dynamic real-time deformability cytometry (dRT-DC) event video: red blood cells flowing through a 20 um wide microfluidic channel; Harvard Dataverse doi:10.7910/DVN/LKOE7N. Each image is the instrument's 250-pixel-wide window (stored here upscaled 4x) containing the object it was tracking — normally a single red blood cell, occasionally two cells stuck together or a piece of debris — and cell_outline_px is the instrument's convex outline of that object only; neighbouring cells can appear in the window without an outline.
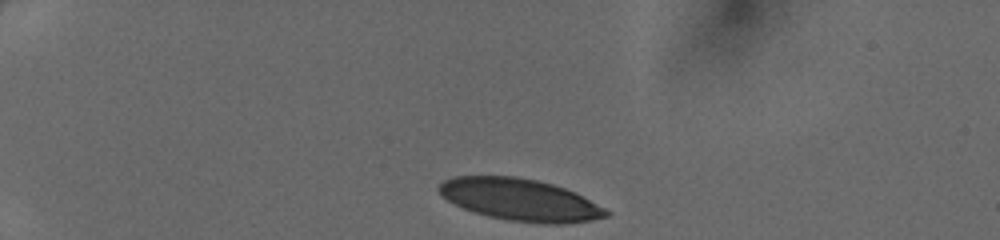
{"species": "human", "species_latin": "Homo sapiens", "temperature_condition": "cold", "stored_images_in_passage": 32, "camera_frame_rate_fps": 3000, "um_per_image_px": 0.085, "donor": {"sex": "female"}, "frame": {"image": 1, "passage_image": 1, "time_ms": 0.0, "image_size_px": [1000, 240], "cell_outline_px": [[612, 212], [608, 216], [592, 220], [560, 224], [544, 224], [508, 220], [488, 216], [464, 208], [448, 200], [436, 188], [444, 180], [452, 176], [516, 176], [536, 180], [552, 184], [576, 192]], "centroid_in_image_um": [44.23, 16.97], "position_along_channel_um": 40.8, "area_um2": 40.81}}
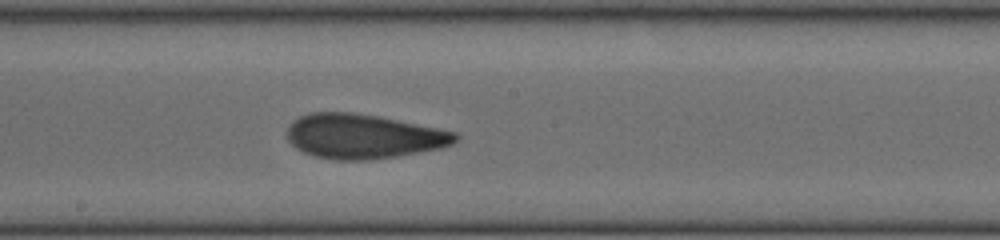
{"frame": {"image": 2, "passage_image": 18, "time_ms": 5.667, "image_size_px": [1000, 240], "cell_outline_px": [[460, 136], [452, 144], [440, 148], [396, 156], [368, 160], [336, 160], [312, 156], [296, 148], [288, 140], [288, 128], [300, 116], [308, 112], [352, 112], [376, 116], [456, 132]], "centroid_in_image_um": [30.86, 11.59], "position_along_channel_um": 217.3, "area_um2": 43.23}}
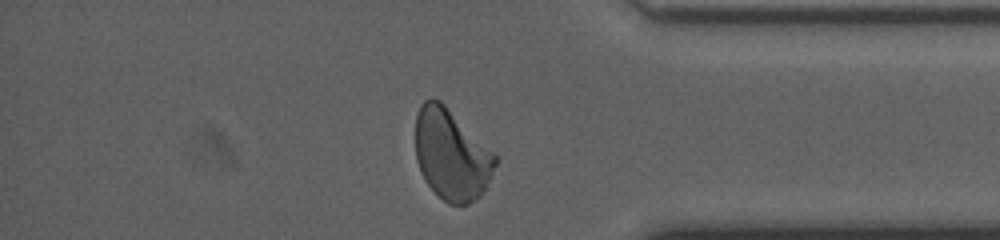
{"frame": {"image": 3, "passage_image": 31, "time_ms": 10.0, "image_size_px": [1000, 240], "cell_outline_px": [[500, 156], [480, 196], [476, 200], [468, 204], [448, 204], [428, 184], [416, 160], [416, 116], [420, 104], [424, 100], [432, 96], [440, 100], [496, 152]], "centroid_in_image_um": [38.39, 13.09], "position_along_channel_um": 396.8, "area_um2": 42.37}}